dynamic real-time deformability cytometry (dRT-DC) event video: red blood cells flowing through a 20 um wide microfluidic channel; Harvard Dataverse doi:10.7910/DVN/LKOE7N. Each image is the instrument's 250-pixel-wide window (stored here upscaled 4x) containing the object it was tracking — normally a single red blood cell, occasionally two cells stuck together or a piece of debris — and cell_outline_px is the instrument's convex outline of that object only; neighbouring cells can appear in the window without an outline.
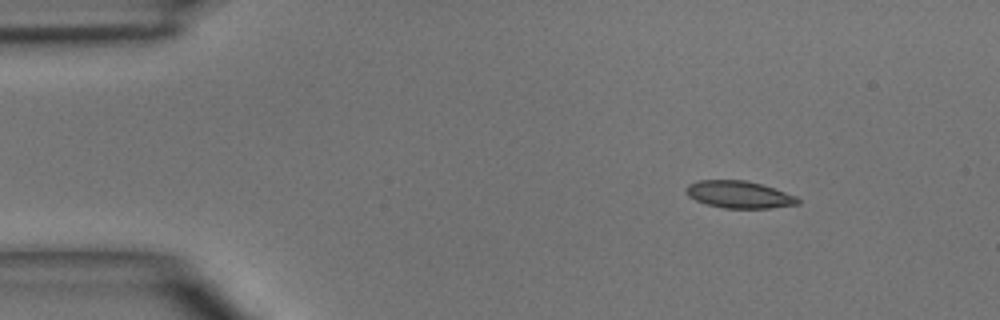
{"species": "common noctule bat (a hibernating species)", "species_latin": "Nyctalus noctula", "temperature_condition": "room temperature", "stored_images_in_passage": 3, "camera_frame_rate_fps": 3000, "um_per_image_px": 0.085, "animal": {"sex": "male", "body_mass_g": 15.6}, "frame": {"image": 1, "passage_image": 1, "time_ms": 0.0, "image_size_px": [1000, 320], "cell_outline_px": [[800, 204], [768, 208], [724, 208], [708, 204], [696, 200], [688, 196], [684, 192], [684, 188], [688, 184], [700, 180], [744, 180], [760, 184], [796, 196], [800, 200]], "centroid_in_image_um": [62.78, 16.53], "position_along_channel_um": 22.2, "area_um2": 17.57}}
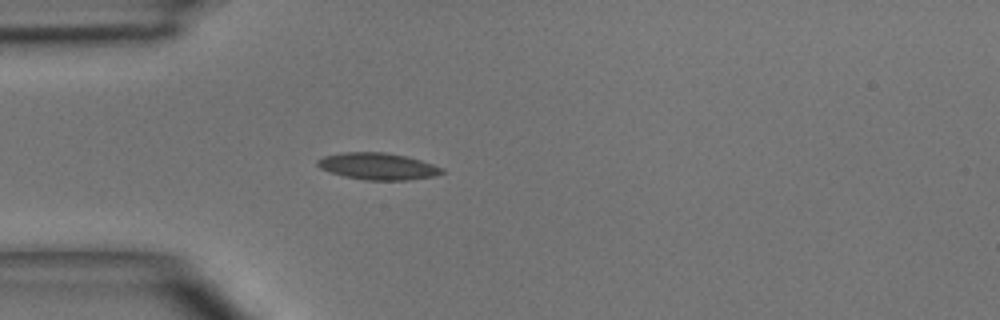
{"frame": {"image": 2, "passage_image": 3, "time_ms": 2.333, "image_size_px": [1000, 320], "cell_outline_px": [[444, 172], [432, 176], [408, 180], [368, 180], [344, 176], [328, 172], [320, 168], [316, 164], [316, 160], [324, 156], [344, 152], [384, 152], [404, 156], [420, 160], [444, 168]], "centroid_in_image_um": [32.08, 14.13], "position_along_channel_um": 52.9, "area_um2": 19.31}}